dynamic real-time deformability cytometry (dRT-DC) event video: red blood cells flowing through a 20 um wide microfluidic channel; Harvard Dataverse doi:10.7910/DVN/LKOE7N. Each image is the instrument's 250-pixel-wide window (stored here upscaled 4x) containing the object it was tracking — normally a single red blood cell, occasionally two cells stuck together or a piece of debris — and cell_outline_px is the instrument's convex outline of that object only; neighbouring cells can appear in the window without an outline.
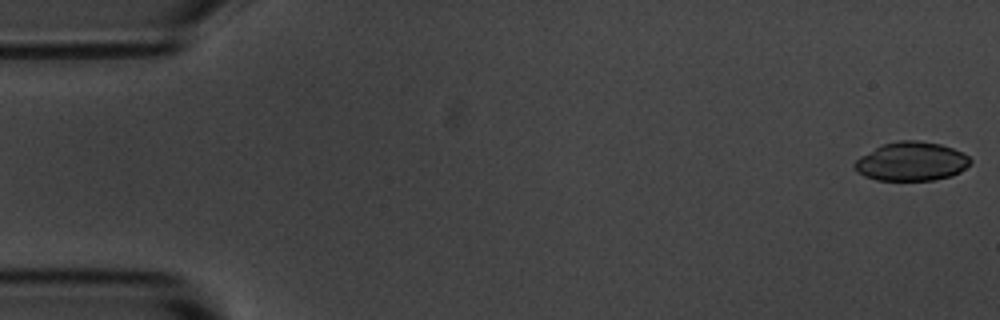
{"species": "common noctule bat (a hibernating species)", "species_latin": "Nyctalus noctula", "temperature_condition": "room temperature", "stored_images_in_passage": 5, "camera_frame_rate_fps": 3000, "um_per_image_px": 0.085, "animal": {"sex": "male", "body_mass_g": 20.1, "forearm_length_mm": 53.5}, "frame": {"image": 1, "passage_image": 1, "time_ms": 0.0, "image_size_px": [1000, 320], "cell_outline_px": [[972, 164], [960, 172], [952, 176], [932, 180], [876, 180], [864, 176], [856, 172], [852, 164], [860, 156], [884, 144], [900, 140], [916, 140], [940, 144], [952, 148], [968, 156], [972, 160]], "centroid_in_image_um": [77.47, 13.73], "position_along_channel_um": 7.5, "area_um2": 26.24}}
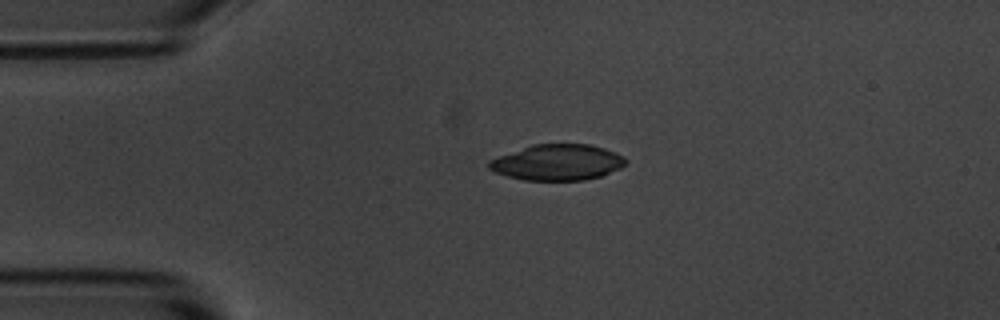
{"frame": {"image": 2, "passage_image": 4, "time_ms": 3.667, "image_size_px": [1000, 320], "cell_outline_px": [[628, 164], [620, 168], [600, 176], [584, 180], [524, 180], [508, 176], [496, 172], [488, 168], [488, 160], [532, 144], [588, 144], [604, 148], [616, 152], [624, 156], [628, 160]], "centroid_in_image_um": [47.41, 13.79], "position_along_channel_um": 37.6, "area_um2": 28.61}}